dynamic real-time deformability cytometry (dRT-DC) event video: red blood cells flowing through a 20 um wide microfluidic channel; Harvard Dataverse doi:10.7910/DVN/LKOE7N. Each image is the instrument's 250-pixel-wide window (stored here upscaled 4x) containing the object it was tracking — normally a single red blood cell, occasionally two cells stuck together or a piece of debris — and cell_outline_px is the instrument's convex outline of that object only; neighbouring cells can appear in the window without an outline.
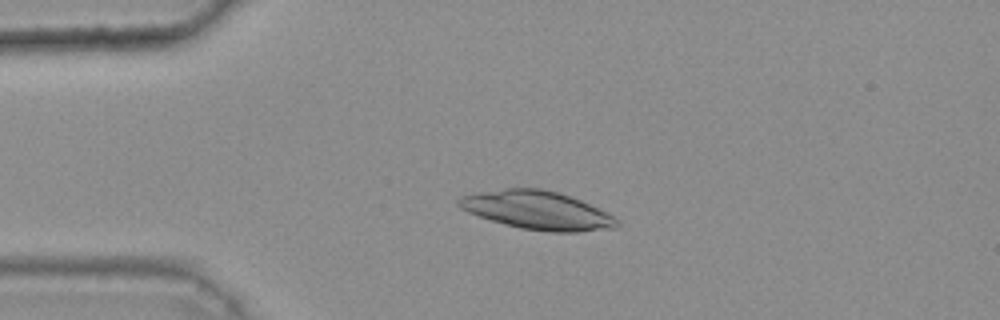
{"species": "common noctule bat (a hibernating species)", "species_latin": "Nyctalus noctula", "temperature_condition": "warm", "stored_images_in_passage": 44, "camera_frame_rate_fps": 3000, "um_per_image_px": 0.085, "animal": {"sex": "female", "body_mass_g": 25.1}, "frame": {"image": 1, "passage_image": 12, "time_ms": 3.667, "image_size_px": [1000, 320], "cell_outline_px": [[620, 224], [616, 228], [576, 232], [548, 232], [520, 228], [492, 220], [468, 212], [460, 208], [456, 204], [456, 200], [460, 196], [476, 192], [504, 188], [540, 188], [556, 192], [580, 200], [620, 220]], "centroid_in_image_um": [45.63, 17.87], "position_along_channel_um": 39.4, "area_um2": 35.2}}
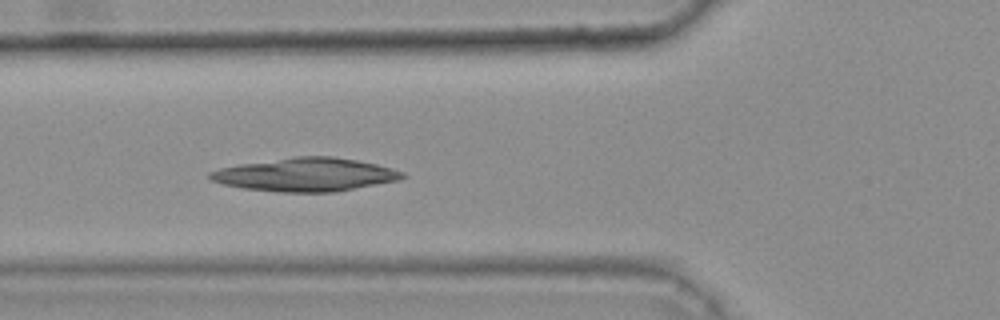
{"frame": {"image": 2, "passage_image": 19, "time_ms": 6.0, "image_size_px": [1000, 320], "cell_outline_px": [[408, 176], [400, 180], [336, 192], [276, 192], [240, 188], [224, 184], [212, 180], [208, 176], [208, 172], [220, 168], [240, 164], [296, 156], [332, 156], [356, 160], [376, 164], [392, 168], [404, 172]], "centroid_in_image_um": [26.0, 14.85], "position_along_channel_um": 99.8, "area_um2": 37.57}}
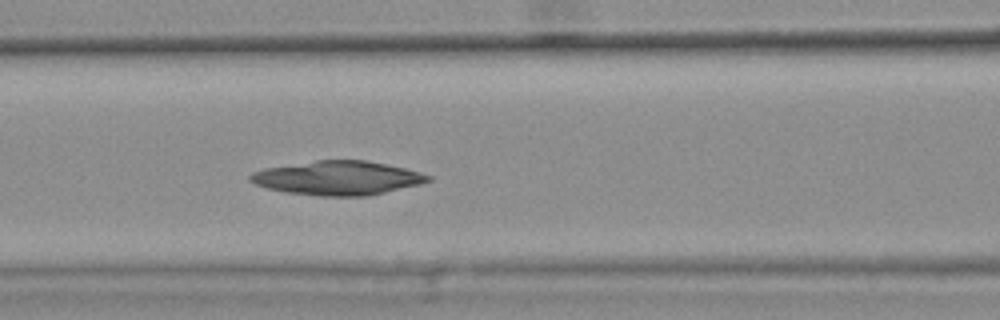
{"frame": {"image": 3, "passage_image": 22, "time_ms": 7.0, "image_size_px": [1000, 320], "cell_outline_px": [[432, 180], [420, 184], [368, 196], [320, 196], [284, 192], [268, 188], [256, 184], [248, 180], [248, 176], [252, 172], [264, 168], [316, 160], [364, 160], [404, 168], [420, 172], [432, 176]], "centroid_in_image_um": [28.68, 15.13], "position_along_channel_um": 137.9, "area_um2": 35.2}}